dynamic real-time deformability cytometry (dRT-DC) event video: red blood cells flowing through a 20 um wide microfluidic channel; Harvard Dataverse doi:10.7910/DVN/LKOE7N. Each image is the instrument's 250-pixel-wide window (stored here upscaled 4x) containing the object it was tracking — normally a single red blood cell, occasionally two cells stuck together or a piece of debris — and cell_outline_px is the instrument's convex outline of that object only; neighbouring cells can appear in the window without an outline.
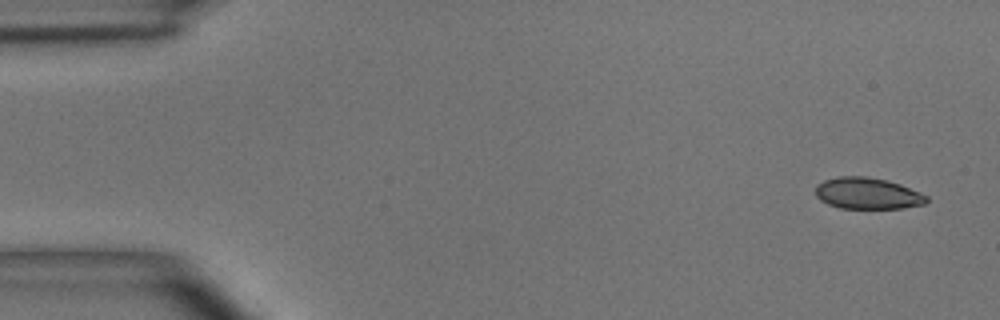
{"species": "common noctule bat (a hibernating species)", "species_latin": "Nyctalus noctula", "temperature_condition": "room temperature", "stored_images_in_passage": 5, "camera_frame_rate_fps": 3000, "um_per_image_px": 0.085, "animal": {"sex": "male", "body_mass_g": 15.6}, "frame": {"image": 1, "passage_image": 1, "time_ms": 0.0, "image_size_px": [1000, 320], "cell_outline_px": [[928, 200], [924, 204], [900, 208], [840, 208], [828, 204], [820, 200], [816, 196], [816, 184], [824, 180], [840, 176], [864, 176], [888, 180], [900, 184], [920, 192], [928, 196]], "centroid_in_image_um": [73.73, 16.43], "position_along_channel_um": 11.3, "area_um2": 20.35}}
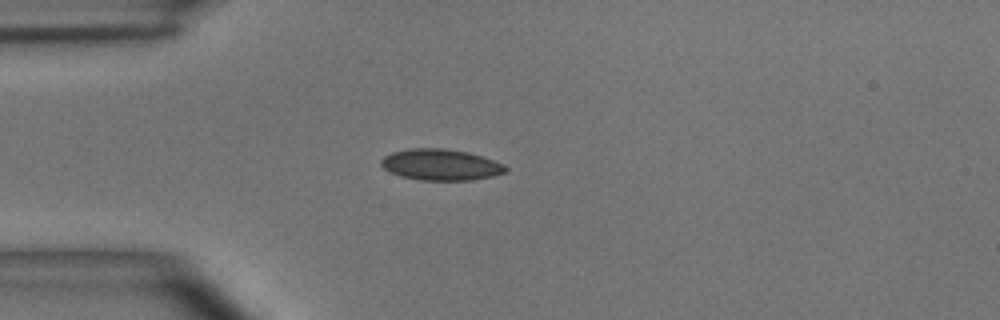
{"frame": {"image": 2, "passage_image": 4, "time_ms": 3.667, "image_size_px": [1000, 320], "cell_outline_px": [[508, 172], [492, 176], [468, 180], [420, 180], [400, 176], [384, 168], [380, 164], [380, 160], [384, 156], [392, 152], [408, 148], [444, 148], [468, 152], [504, 164], [508, 168]], "centroid_in_image_um": [37.45, 13.99], "position_along_channel_um": 47.5, "area_um2": 22.6}}